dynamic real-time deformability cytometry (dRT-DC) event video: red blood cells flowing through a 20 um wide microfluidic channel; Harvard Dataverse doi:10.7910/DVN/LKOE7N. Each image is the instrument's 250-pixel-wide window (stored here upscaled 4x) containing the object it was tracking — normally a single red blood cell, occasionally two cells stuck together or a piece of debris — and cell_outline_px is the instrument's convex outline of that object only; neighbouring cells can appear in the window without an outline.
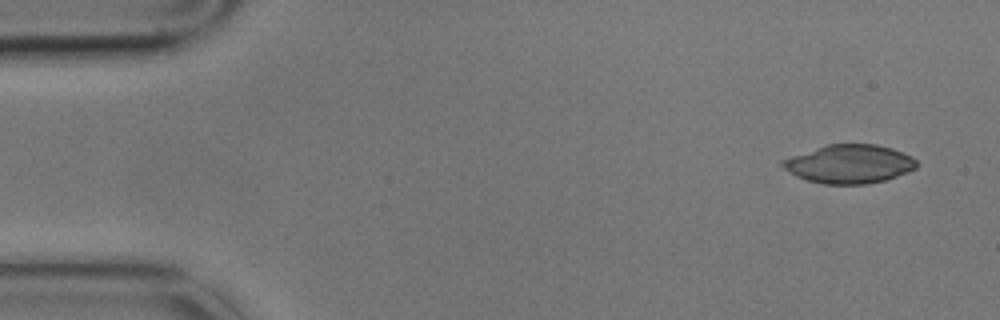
{"species": "common noctule bat (a hibernating species)", "species_latin": "Nyctalus noctula", "temperature_condition": "cold", "stored_images_in_passage": 8, "camera_frame_rate_fps": 3000, "um_per_image_px": 0.085, "animal": {"sex": "male", "body_mass_g": 17.9}, "frame": {"image": 1, "passage_image": 1, "time_ms": 0.0, "image_size_px": [1000, 320], "cell_outline_px": [[916, 168], [908, 172], [884, 180], [864, 184], [824, 184], [808, 180], [796, 176], [784, 168], [780, 164], [780, 160], [828, 144], [876, 144], [892, 148], [912, 156], [916, 160]], "centroid_in_image_um": [72.2, 13.93], "position_along_channel_um": 12.8, "area_um2": 29.94}}